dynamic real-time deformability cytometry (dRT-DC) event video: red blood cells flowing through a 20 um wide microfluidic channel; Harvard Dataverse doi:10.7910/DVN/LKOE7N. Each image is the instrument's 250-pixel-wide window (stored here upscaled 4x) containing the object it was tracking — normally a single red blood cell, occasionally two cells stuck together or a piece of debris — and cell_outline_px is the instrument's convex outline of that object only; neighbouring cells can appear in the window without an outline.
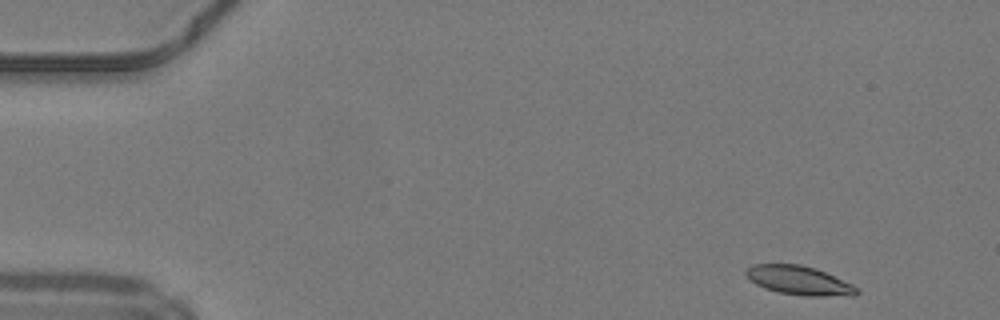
{"species": "common noctule bat (a hibernating species)", "species_latin": "Nyctalus noctula", "temperature_condition": "warm", "stored_images_in_passage": 46, "camera_frame_rate_fps": 3000, "um_per_image_px": 0.085, "animal": {"sex": "male", "body_mass_g": 19.2, "forearm_length_mm": 51.8}, "frame": {"image": 1, "passage_image": 1, "time_ms": 0.0, "image_size_px": [1000, 320], "cell_outline_px": [[860, 292], [856, 296], [804, 296], [780, 292], [764, 288], [748, 280], [744, 276], [744, 272], [752, 264], [800, 264], [816, 268], [852, 284]], "centroid_in_image_um": [67.9, 23.84], "position_along_channel_um": 17.1, "area_um2": 18.84}}
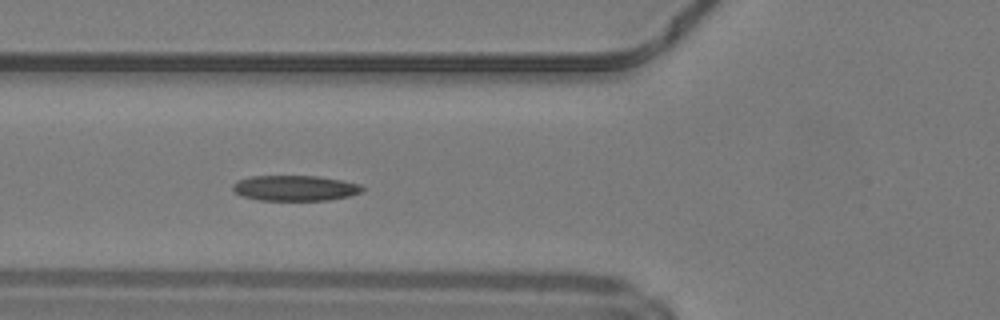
{"frame": {"image": 2, "passage_image": 15, "time_ms": 4.667, "image_size_px": [1000, 320], "cell_outline_px": [[364, 192], [348, 196], [328, 200], [260, 200], [240, 196], [232, 188], [232, 184], [236, 180], [252, 176], [316, 176], [340, 180], [360, 184], [364, 188]], "centroid_in_image_um": [25.06, 15.99], "position_along_channel_um": 100.7, "area_um2": 19.25}}
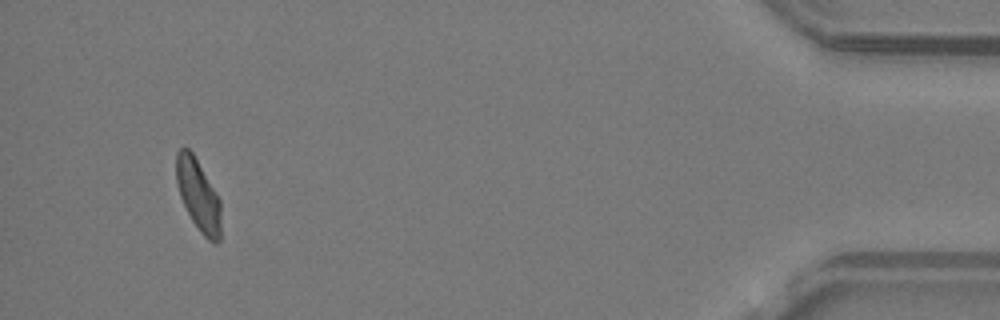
{"frame": {"image": 3, "passage_image": 43, "time_ms": 14.0, "image_size_px": [1000, 320], "cell_outline_px": [[220, 240], [216, 244], [212, 244], [200, 232], [192, 220], [180, 196], [176, 184], [176, 152], [180, 148], [188, 148], [192, 152], [216, 192], [220, 200]], "centroid_in_image_um": [16.85, 16.6], "position_along_channel_um": 418.4, "area_um2": 18.55}, "authors_computed_cell_mechanics": {"area_um2": 19.1318, "velocity_mm_per_s": 4.1905, "shape_relaxation_time_tau1_ms": 5.7978, "shape_relaxation_time_tau2_ms": 1.9413, "deformation_change_tau1": 0.1563, "deformation_change_tau2": 0.0825}}